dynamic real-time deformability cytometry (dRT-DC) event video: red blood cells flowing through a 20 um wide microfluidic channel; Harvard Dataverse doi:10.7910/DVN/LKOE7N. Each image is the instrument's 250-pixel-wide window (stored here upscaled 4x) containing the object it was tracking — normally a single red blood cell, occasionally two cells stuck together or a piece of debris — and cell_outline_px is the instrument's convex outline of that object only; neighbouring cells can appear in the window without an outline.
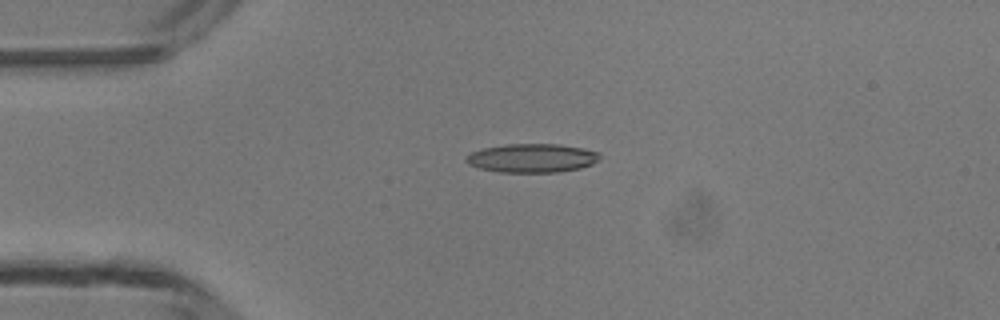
{"species": "common noctule bat (a hibernating species)", "species_latin": "Nyctalus noctula", "temperature_condition": "room temperature", "stored_images_in_passage": 5, "camera_frame_rate_fps": 3000, "um_per_image_px": 0.085, "animal": {"sex": "male", "body_mass_g": 13.3}, "frame": {"image": 1, "passage_image": 3, "time_ms": 3.333, "image_size_px": [1000, 320], "cell_outline_px": [[600, 156], [592, 164], [580, 168], [560, 172], [500, 172], [480, 168], [468, 164], [464, 160], [472, 152], [484, 148], [508, 144], [556, 144], [580, 148], [600, 152]], "centroid_in_image_um": [45.22, 13.44], "position_along_channel_um": 39.8, "area_um2": 22.14}}
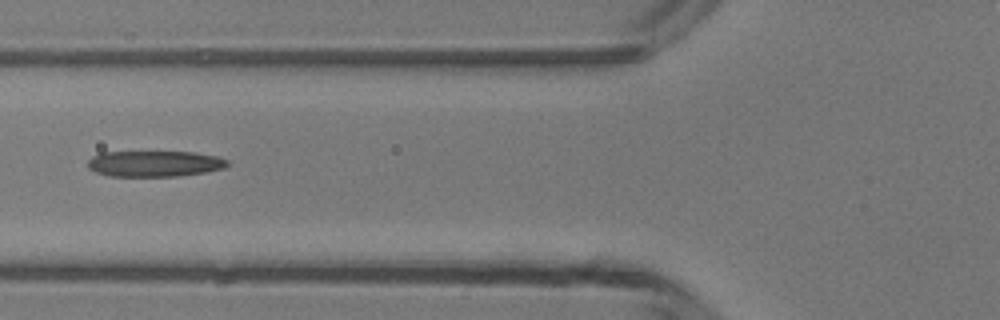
{"frame": {"image": 2, "passage_image": 5, "time_ms": 5.667, "image_size_px": [1000, 320], "cell_outline_px": [[228, 164], [224, 168], [208, 172], [180, 176], [108, 176], [96, 172], [88, 168], [88, 160], [92, 156], [100, 152], [196, 152], [216, 156], [228, 160]], "centroid_in_image_um": [13.14, 13.91], "position_along_channel_um": 112.7, "area_um2": 21.27}}